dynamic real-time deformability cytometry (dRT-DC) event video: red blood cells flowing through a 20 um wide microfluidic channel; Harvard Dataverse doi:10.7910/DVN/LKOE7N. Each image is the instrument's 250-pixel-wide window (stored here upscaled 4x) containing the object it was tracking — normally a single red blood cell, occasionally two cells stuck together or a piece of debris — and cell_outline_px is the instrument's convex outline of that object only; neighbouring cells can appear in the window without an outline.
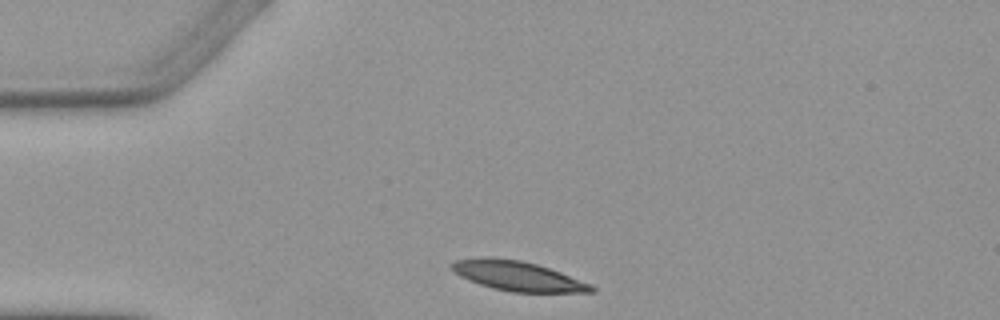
{"species": "Egyptian fruit bat (a non-hibernating species)", "species_latin": "Rousettus aegyptiacus", "temperature_condition": "warm", "stored_images_in_passage": 2, "camera_frame_rate_fps": 3000, "um_per_image_px": 0.085, "animal": {"sex": "female"}, "frame": {"image": 1, "passage_image": 1, "time_ms": 0.0, "image_size_px": [1000, 320], "cell_outline_px": [[596, 292], [512, 292], [492, 288], [468, 280], [460, 276], [448, 268], [448, 264], [456, 260], [480, 256], [492, 256], [520, 260], [536, 264], [560, 272], [592, 284], [596, 288]], "centroid_in_image_um": [43.94, 23.44], "position_along_channel_um": 41.1, "area_um2": 24.45}}